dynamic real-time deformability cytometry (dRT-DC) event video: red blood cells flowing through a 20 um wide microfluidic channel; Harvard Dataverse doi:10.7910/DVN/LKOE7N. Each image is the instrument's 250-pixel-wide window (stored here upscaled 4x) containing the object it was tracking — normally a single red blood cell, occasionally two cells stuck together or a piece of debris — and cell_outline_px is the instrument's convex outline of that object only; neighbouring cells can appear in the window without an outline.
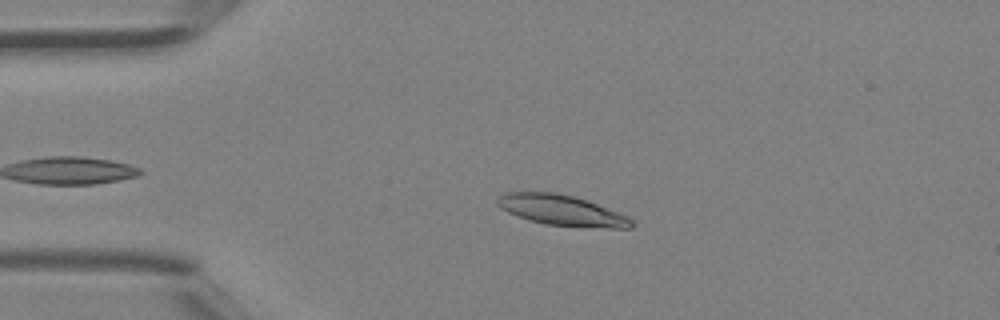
{"species": "Egyptian fruit bat (a non-hibernating species)", "species_latin": "Rousettus aegyptiacus", "temperature_condition": "room temperature", "stored_images_in_passage": 5, "camera_frame_rate_fps": 3000, "um_per_image_px": 0.085, "animal": {"sex": "female"}, "frame": {"image": 1, "passage_image": 3, "time_ms": 0.667, "image_size_px": [1000, 320], "cell_outline_px": [[636, 224], [632, 228], [580, 228], [544, 224], [528, 220], [516, 216], [500, 208], [496, 204], [496, 200], [504, 192], [556, 192], [572, 196], [596, 204], [628, 216]], "centroid_in_image_um": [47.74, 17.9], "position_along_channel_um": 37.3, "area_um2": 24.16}}
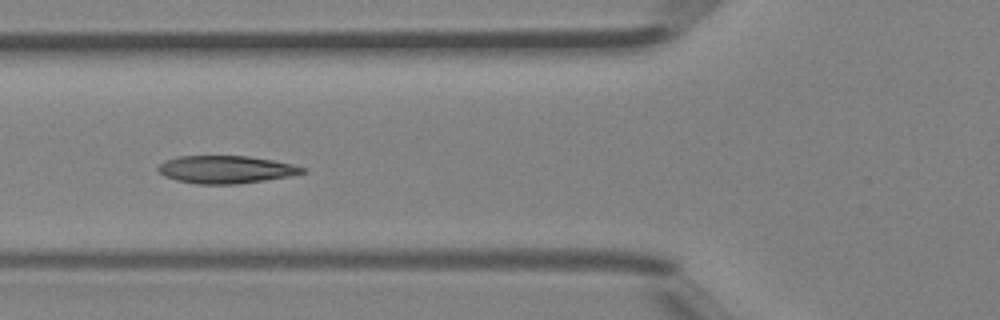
{"frame": {"image": 2, "passage_image": 5, "time_ms": 1.333, "image_size_px": [1000, 320], "cell_outline_px": [[308, 172], [288, 176], [264, 180], [236, 184], [196, 184], [176, 180], [164, 176], [156, 168], [164, 160], [176, 156], [248, 156], [272, 160], [292, 164], [304, 168]], "centroid_in_image_um": [19.16, 14.4], "position_along_channel_um": 106.6, "area_um2": 23.24}}